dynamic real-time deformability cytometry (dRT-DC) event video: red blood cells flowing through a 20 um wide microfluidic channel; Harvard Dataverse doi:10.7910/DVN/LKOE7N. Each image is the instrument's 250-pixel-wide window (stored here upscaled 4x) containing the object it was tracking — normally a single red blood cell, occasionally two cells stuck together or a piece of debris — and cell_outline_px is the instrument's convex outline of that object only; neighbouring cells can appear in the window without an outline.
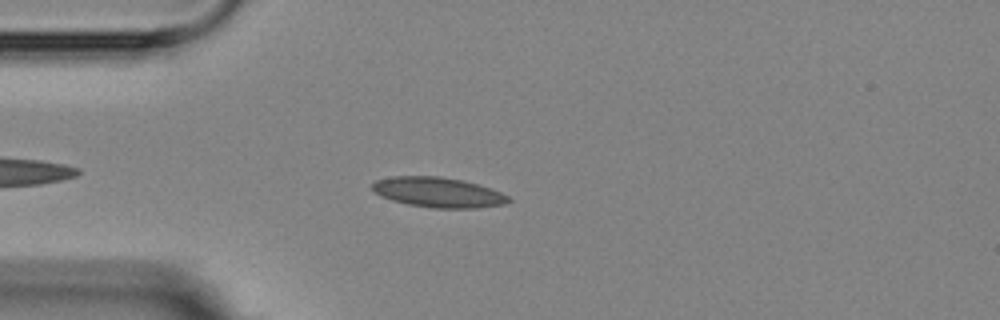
{"species": "Egyptian fruit bat (a non-hibernating species)", "species_latin": "Rousettus aegyptiacus", "temperature_condition": "room temperature", "stored_images_in_passage": 9, "camera_frame_rate_fps": 3000, "um_per_image_px": 0.085, "animal": {"sex": "female"}, "frame": {"image": 1, "passage_image": 4, "time_ms": 3.667, "image_size_px": [1000, 320], "cell_outline_px": [[512, 200], [504, 204], [476, 208], [432, 208], [408, 204], [392, 200], [380, 196], [372, 188], [372, 184], [376, 180], [392, 176], [440, 176], [460, 180], [476, 184], [500, 192], [508, 196]], "centroid_in_image_um": [37.22, 16.35], "position_along_channel_um": 47.8, "area_um2": 23.64}}
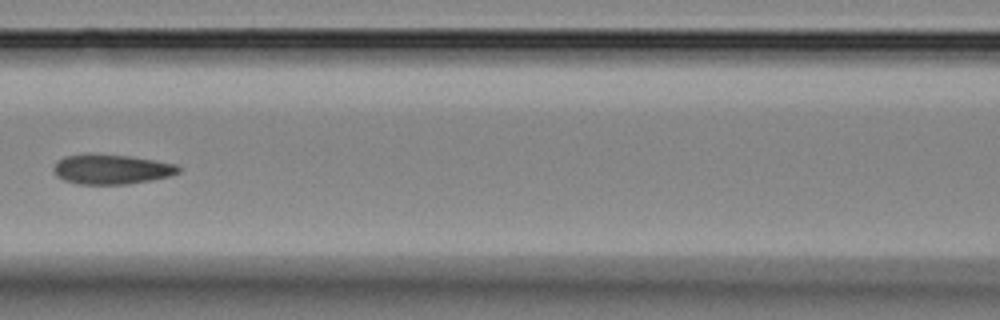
{"frame": {"image": 2, "passage_image": 7, "time_ms": 7.0, "image_size_px": [1000, 320], "cell_outline_px": [[180, 172], [168, 176], [152, 180], [128, 184], [76, 184], [64, 180], [56, 176], [52, 168], [64, 156], [88, 152], [128, 156], [176, 164], [180, 168]], "centroid_in_image_um": [9.43, 14.38], "position_along_channel_um": 157.2, "area_um2": 21.85}}
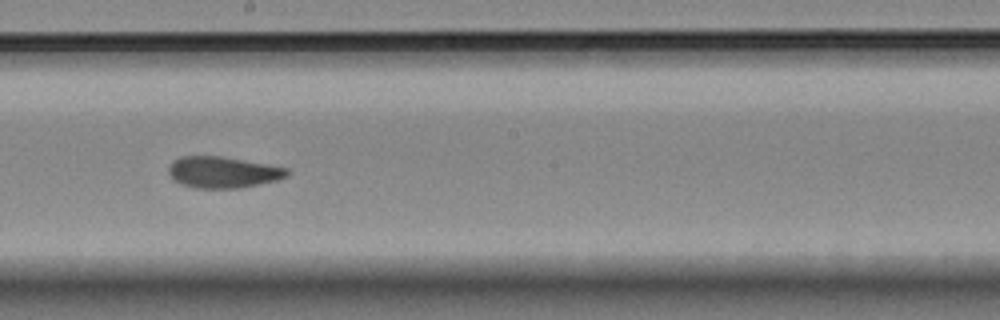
{"frame": {"image": 3, "passage_image": 9, "time_ms": 9.0, "image_size_px": [1000, 320], "cell_outline_px": [[292, 172], [288, 176], [276, 180], [240, 188], [196, 188], [180, 184], [168, 172], [168, 168], [172, 160], [180, 156], [220, 156], [288, 168]], "centroid_in_image_um": [18.95, 14.64], "position_along_channel_um": 229.3, "area_um2": 21.56}}